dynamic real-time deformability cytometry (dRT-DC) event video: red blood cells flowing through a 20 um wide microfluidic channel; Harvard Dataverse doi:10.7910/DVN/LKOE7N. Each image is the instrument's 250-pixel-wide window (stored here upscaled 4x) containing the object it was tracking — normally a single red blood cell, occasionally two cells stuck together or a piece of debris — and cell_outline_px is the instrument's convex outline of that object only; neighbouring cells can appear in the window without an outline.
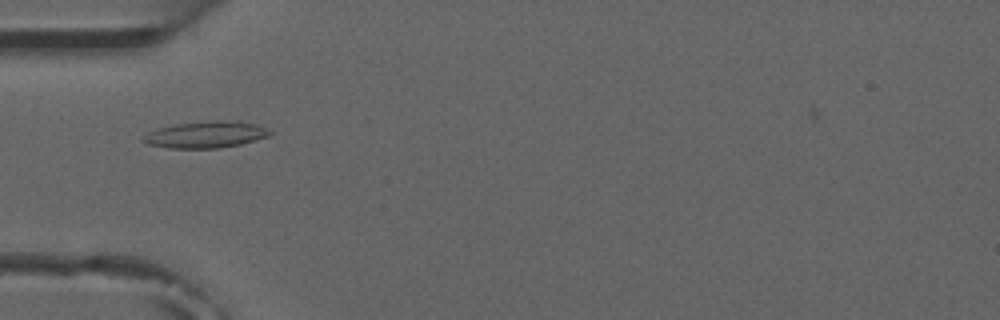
{"species": "common noctule bat (a hibernating species)", "species_latin": "Nyctalus noctula", "temperature_condition": "room temperature", "stored_images_in_passage": 5, "camera_frame_rate_fps": 3000, "um_per_image_px": 0.085, "animal": {"sex": "male", "forearm_length_mm": 52.5}, "frame": {"image": 1, "passage_image": 2, "time_ms": 1.333, "image_size_px": [1000, 320], "cell_outline_px": [[272, 132], [268, 136], [240, 144], [220, 148], [168, 148], [148, 144], [140, 140], [148, 132], [160, 128], [176, 124], [212, 120], [240, 120], [256, 124], [268, 128]], "centroid_in_image_um": [17.52, 11.43], "position_along_channel_um": 67.5, "area_um2": 19.71}}
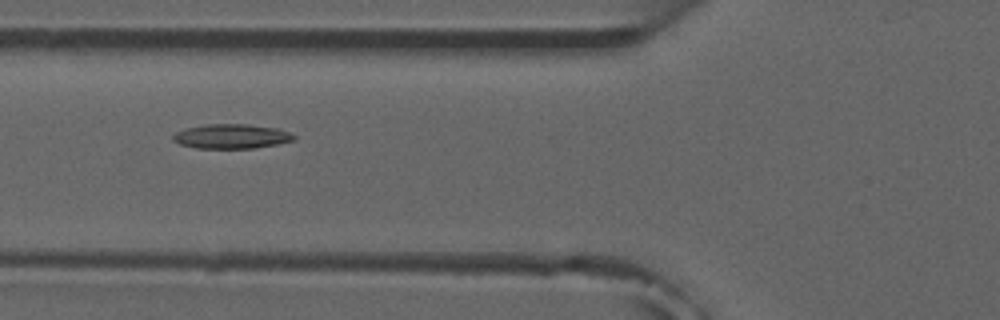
{"frame": {"image": 2, "passage_image": 3, "time_ms": 2.333, "image_size_px": [1000, 320], "cell_outline_px": [[296, 140], [256, 148], [196, 148], [180, 144], [172, 140], [172, 136], [176, 132], [184, 128], [204, 124], [248, 124], [280, 128], [296, 136]], "centroid_in_image_um": [19.68, 11.58], "position_along_channel_um": 106.1, "area_um2": 17.46}}
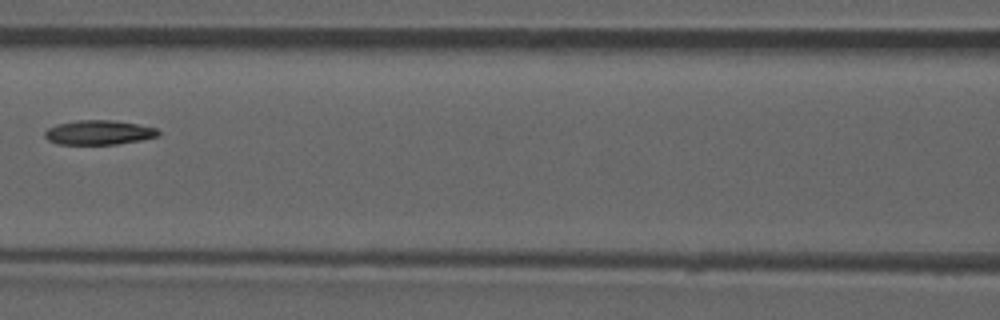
{"frame": {"image": 3, "passage_image": 4, "time_ms": 3.667, "image_size_px": [1000, 320], "cell_outline_px": [[160, 136], [140, 140], [116, 144], [56, 144], [48, 140], [44, 136], [44, 132], [48, 128], [56, 124], [76, 120], [116, 120], [156, 128], [160, 132]], "centroid_in_image_um": [8.38, 11.26], "position_along_channel_um": 158.2, "area_um2": 16.24}}